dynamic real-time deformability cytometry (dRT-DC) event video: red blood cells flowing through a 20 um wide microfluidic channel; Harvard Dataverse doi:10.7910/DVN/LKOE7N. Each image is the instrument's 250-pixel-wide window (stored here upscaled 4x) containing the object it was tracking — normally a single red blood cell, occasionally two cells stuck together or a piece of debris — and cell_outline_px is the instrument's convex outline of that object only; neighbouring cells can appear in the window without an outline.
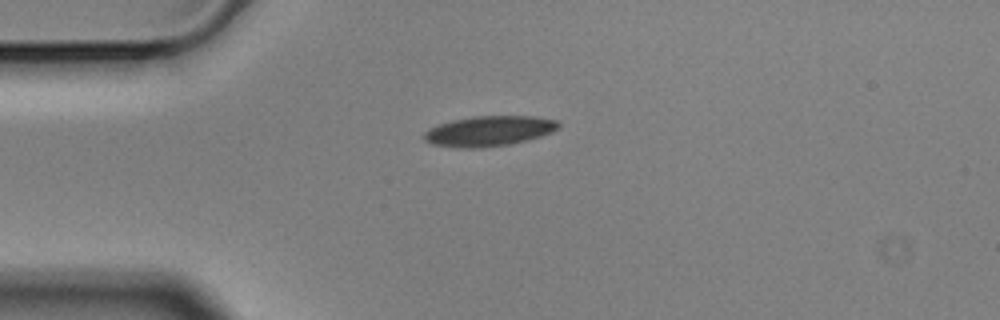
{"species": "Egyptian fruit bat (a non-hibernating species)", "species_latin": "Rousettus aegyptiacus", "temperature_condition": "cold", "stored_images_in_passage": 44, "camera_frame_rate_fps": 3000, "um_per_image_px": 0.085, "animal": {"sex": "male"}, "frame": {"image": 1, "passage_image": 1, "time_ms": 0.0, "image_size_px": [1000, 320], "cell_outline_px": [[560, 128], [552, 132], [528, 140], [508, 144], [480, 148], [456, 148], [432, 144], [424, 140], [420, 136], [428, 128], [452, 120], [472, 116], [532, 116], [556, 120], [560, 124]], "centroid_in_image_um": [41.53, 11.14], "position_along_channel_um": 43.5, "area_um2": 23.87}}
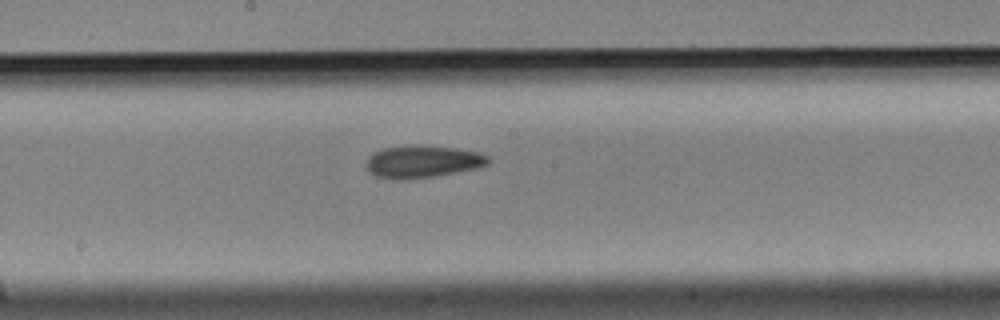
{"frame": {"image": 2, "passage_image": 17, "time_ms": 5.333, "image_size_px": [1000, 320], "cell_outline_px": [[492, 160], [488, 164], [476, 168], [432, 176], [404, 180], [400, 180], [376, 176], [368, 172], [364, 164], [368, 156], [372, 152], [384, 148], [424, 144], [480, 152], [488, 156]], "centroid_in_image_um": [35.88, 13.73], "position_along_channel_um": 212.3, "area_um2": 23.12}}
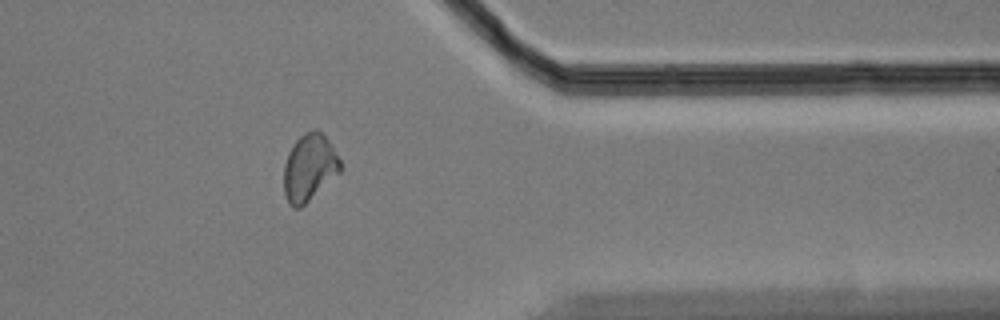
{"frame": {"image": 3, "passage_image": 33, "time_ms": 10.667, "image_size_px": [1000, 320], "cell_outline_px": [[340, 172], [300, 208], [292, 208], [288, 204], [284, 196], [284, 164], [288, 152], [296, 140], [304, 132], [316, 128], [328, 140], [340, 160]], "centroid_in_image_um": [26.25, 14.25], "position_along_channel_um": 385.1, "area_um2": 21.91}, "authors_computed_cell_mechanics": {"area_um2": 22.5131, "velocity_mm_per_s": 3.5075, "shape_relaxation_time_tau1_ms": null, "shape_relaxation_time_tau2_ms": 3.8964, "deformation_change_tau1": null, "deformation_change_tau2": 0.082}}